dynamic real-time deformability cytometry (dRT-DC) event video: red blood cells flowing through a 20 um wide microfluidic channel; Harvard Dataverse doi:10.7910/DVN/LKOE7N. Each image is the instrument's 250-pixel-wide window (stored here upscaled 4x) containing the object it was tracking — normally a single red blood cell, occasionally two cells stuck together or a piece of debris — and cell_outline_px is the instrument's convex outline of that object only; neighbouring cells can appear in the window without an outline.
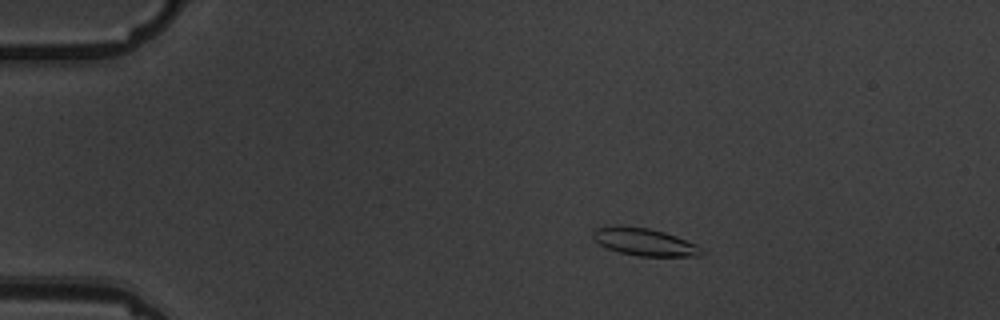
{"species": "common noctule bat (a hibernating species)", "species_latin": "Nyctalus noctula", "temperature_condition": "warm", "stored_images_in_passage": 5, "camera_frame_rate_fps": 3000, "um_per_image_px": 0.085, "animal": {"sex": "male", "body_mass_g": 19.5, "forearm_length_mm": 54.6}, "frame": {"image": 1, "passage_image": 3, "time_ms": 2.333, "image_size_px": [1000, 320], "cell_outline_px": [[704, 252], [700, 256], [636, 256], [620, 252], [608, 248], [600, 244], [592, 236], [592, 232], [596, 228], [608, 224], [616, 224], [648, 228], [664, 232], [676, 236], [696, 244], [704, 248]], "centroid_in_image_um": [54.77, 20.54], "position_along_channel_um": 30.2, "area_um2": 17.63}}